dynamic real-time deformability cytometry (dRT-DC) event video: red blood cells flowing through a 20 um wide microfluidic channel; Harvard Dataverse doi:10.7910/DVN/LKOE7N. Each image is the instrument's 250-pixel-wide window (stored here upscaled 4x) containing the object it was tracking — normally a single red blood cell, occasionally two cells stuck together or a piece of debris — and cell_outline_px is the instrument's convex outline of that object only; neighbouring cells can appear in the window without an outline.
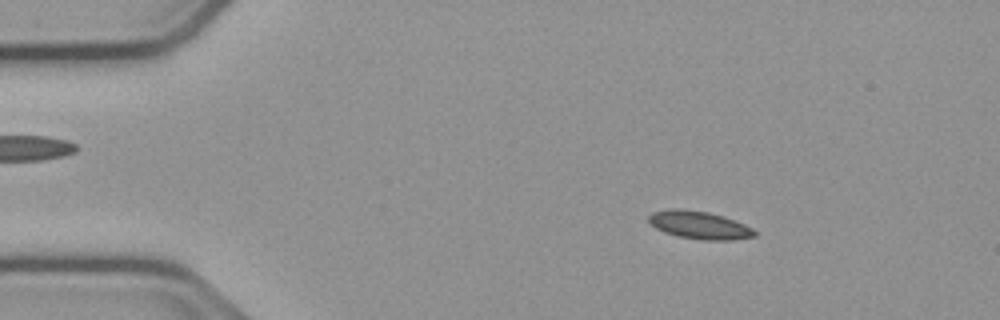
{"species": "common noctule bat (a hibernating species)", "species_latin": "Nyctalus noctula", "temperature_condition": "cold", "stored_images_in_passage": 54, "camera_frame_rate_fps": 3000, "um_per_image_px": 0.085, "animal": {"sex": "male", "body_mass_g": 23.1, "forearm_length_mm": 52.7}, "frame": {"image": 1, "passage_image": 8, "time_ms": 2.333, "image_size_px": [1000, 320], "cell_outline_px": [[756, 236], [732, 240], [704, 240], [676, 236], [664, 232], [656, 228], [648, 220], [648, 216], [652, 212], [672, 208], [680, 208], [708, 212], [724, 216], [744, 224], [752, 228], [756, 232]], "centroid_in_image_um": [59.44, 19.13], "position_along_channel_um": 25.6, "area_um2": 17.22}}
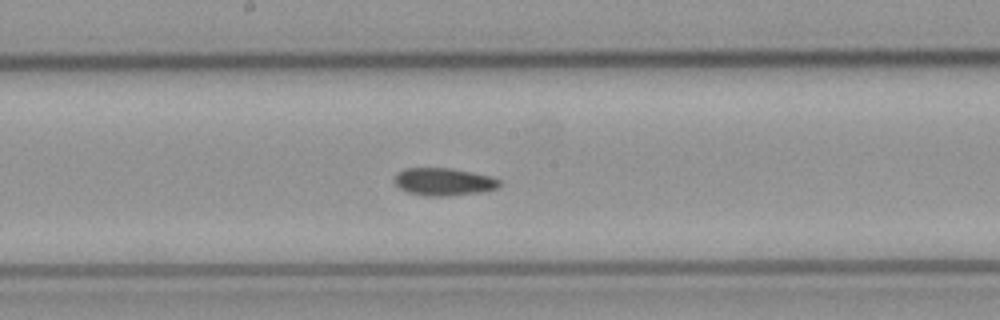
{"frame": {"image": 2, "passage_image": 28, "time_ms": 9.0, "image_size_px": [1000, 320], "cell_outline_px": [[500, 184], [496, 188], [484, 192], [448, 196], [424, 196], [408, 192], [400, 188], [392, 180], [396, 172], [404, 168], [452, 168], [472, 172], [488, 176], [500, 180]], "centroid_in_image_um": [37.67, 15.45], "position_along_channel_um": 210.5, "area_um2": 17.05}}
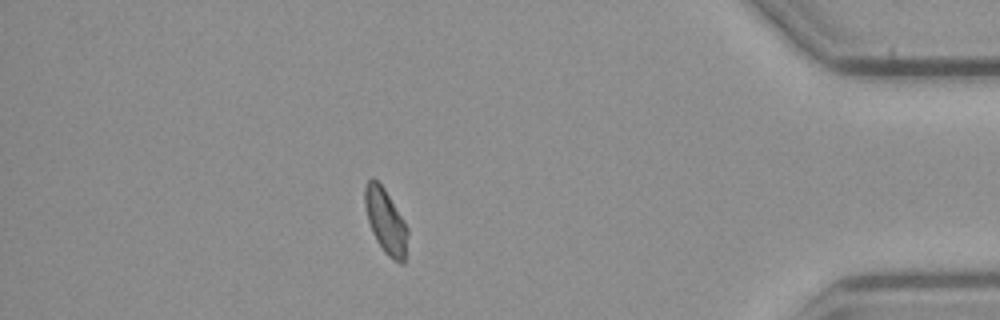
{"frame": {"image": 3, "passage_image": 47, "time_ms": 15.333, "image_size_px": [1000, 320], "cell_outline_px": [[408, 232], [404, 264], [400, 264], [392, 260], [384, 252], [376, 240], [372, 232], [368, 220], [364, 204], [364, 188], [368, 180], [372, 176], [384, 188], [404, 220], [408, 228]], "centroid_in_image_um": [32.78, 18.82], "position_along_channel_um": 402.4, "area_um2": 16.24}, "authors_computed_cell_mechanics": {"area_um2": 16.4441, "velocity_mm_per_s": 3.7663, "shape_relaxation_time_tau1_ms": null, "shape_relaxation_time_tau2_ms": 3.2073, "deformation_change_tau1": null, "deformation_change_tau2": 0.0854}}